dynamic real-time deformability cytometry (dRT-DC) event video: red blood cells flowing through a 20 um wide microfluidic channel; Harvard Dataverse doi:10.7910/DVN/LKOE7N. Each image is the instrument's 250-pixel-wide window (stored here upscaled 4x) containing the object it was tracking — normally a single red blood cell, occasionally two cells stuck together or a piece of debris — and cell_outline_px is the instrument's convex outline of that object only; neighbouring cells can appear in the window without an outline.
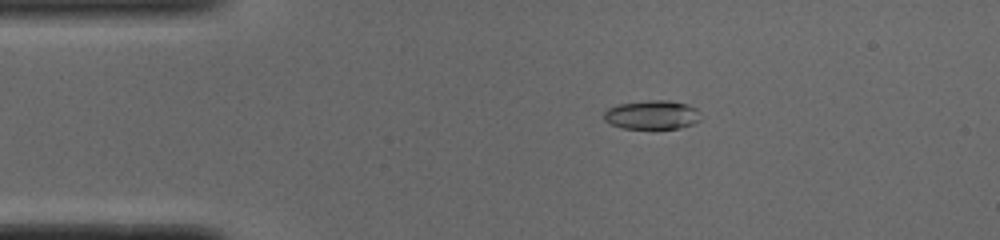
{"species": "common noctule bat (a hibernating species)", "species_latin": "Nyctalus noctula", "temperature_condition": "cold", "stored_images_in_passage": 43, "camera_frame_rate_fps": 3000, "um_per_image_px": 0.085, "animal": {"sex": "male", "body_mass_g": 19.0, "forearm_length_mm": 50.8}, "frame": {"image": 1, "passage_image": 1, "time_ms": 0.0, "image_size_px": [1000, 240], "cell_outline_px": [[700, 120], [692, 124], [680, 128], [624, 128], [612, 124], [604, 120], [604, 112], [608, 108], [620, 104], [648, 100], [668, 100], [688, 104], [696, 108]], "centroid_in_image_um": [55.43, 9.75], "position_along_channel_um": 29.6, "area_um2": 16.13}}
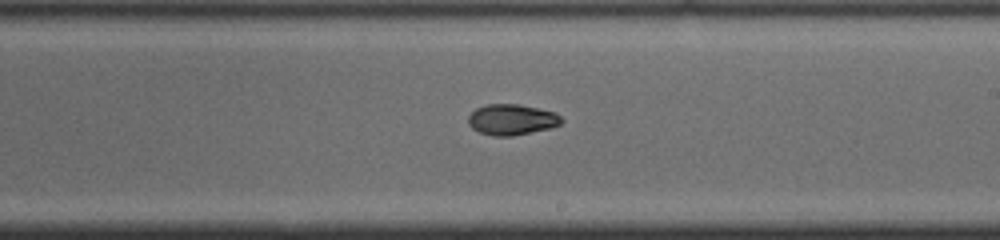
{"frame": {"image": 2, "passage_image": 21, "time_ms": 6.667, "image_size_px": [1000, 240], "cell_outline_px": [[564, 120], [560, 124], [548, 128], [512, 136], [492, 136], [480, 132], [472, 128], [468, 124], [468, 116], [476, 108], [488, 104], [516, 104], [556, 112]], "centroid_in_image_um": [43.48, 10.16], "position_along_channel_um": 245.5, "area_um2": 16.59}}
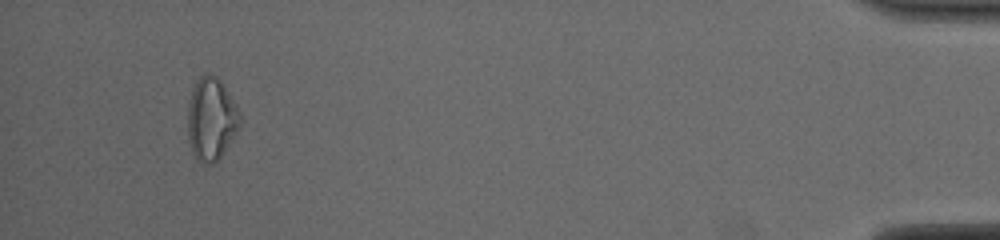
{"frame": {"image": 3, "passage_image": 40, "time_ms": 13.0, "image_size_px": [1000, 240], "cell_outline_px": [[240, 128], [224, 152], [212, 164], [200, 164], [196, 160], [192, 152], [188, 140], [188, 104], [192, 88], [196, 80], [200, 76], [208, 72], [216, 76], [220, 80], [236, 104], [240, 112]], "centroid_in_image_um": [17.95, 10.12], "position_along_channel_um": 417.3, "area_um2": 25.49}, "authors_computed_cell_mechanics": {"area_um2": 16.8198, "velocity_mm_per_s": 3.8994, "shape_relaxation_time_tau1_ms": 6.3829, "shape_relaxation_time_tau2_ms": null, "deformation_change_tau1": 0.1817, "deformation_change_tau2": null}}